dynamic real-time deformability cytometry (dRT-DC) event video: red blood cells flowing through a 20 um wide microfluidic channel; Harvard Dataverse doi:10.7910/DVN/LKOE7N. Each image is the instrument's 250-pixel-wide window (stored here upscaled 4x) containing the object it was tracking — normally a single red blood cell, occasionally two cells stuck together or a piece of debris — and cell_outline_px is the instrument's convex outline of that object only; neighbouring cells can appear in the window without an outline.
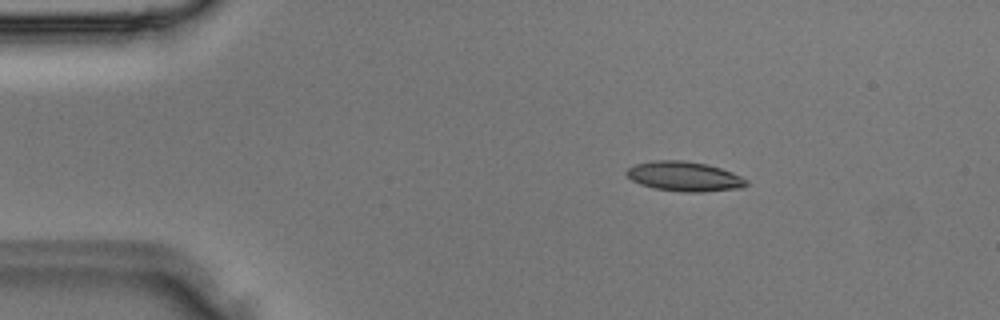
{"species": "Egyptian fruit bat (a non-hibernating species)", "species_latin": "Rousettus aegyptiacus", "temperature_condition": "room temperature", "stored_images_in_passage": 3, "camera_frame_rate_fps": 3000, "um_per_image_px": 0.085, "animal": {"sex": "male"}, "frame": {"image": 1, "passage_image": 2, "time_ms": 0.333, "image_size_px": [1000, 320], "cell_outline_px": [[748, 184], [740, 188], [704, 192], [688, 192], [656, 188], [640, 184], [632, 180], [624, 172], [628, 168], [636, 164], [652, 160], [684, 160], [708, 164], [732, 172], [748, 180]], "centroid_in_image_um": [58.18, 14.98], "position_along_channel_um": 26.8, "area_um2": 20.69}}
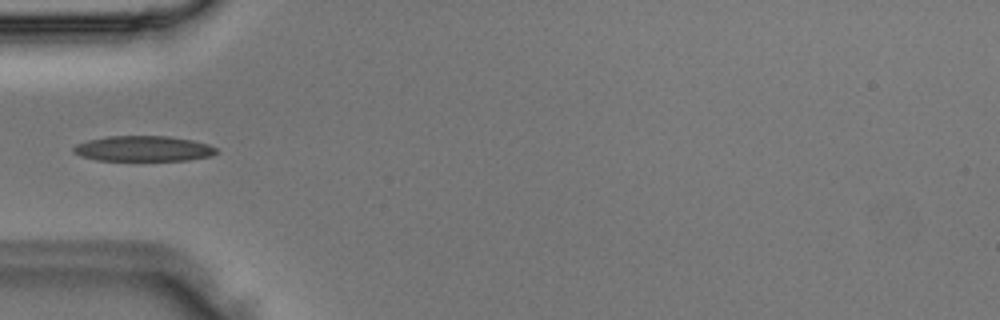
{"frame": {"image": 2, "passage_image": 3, "time_ms": 0.667, "image_size_px": [1000, 320], "cell_outline_px": [[216, 152], [212, 156], [188, 160], [96, 160], [80, 156], [72, 152], [72, 148], [76, 144], [88, 140], [108, 136], [168, 136], [192, 140], [208, 144], [216, 148]], "centroid_in_image_um": [12.15, 12.63], "position_along_channel_um": 72.8, "area_um2": 21.15}}